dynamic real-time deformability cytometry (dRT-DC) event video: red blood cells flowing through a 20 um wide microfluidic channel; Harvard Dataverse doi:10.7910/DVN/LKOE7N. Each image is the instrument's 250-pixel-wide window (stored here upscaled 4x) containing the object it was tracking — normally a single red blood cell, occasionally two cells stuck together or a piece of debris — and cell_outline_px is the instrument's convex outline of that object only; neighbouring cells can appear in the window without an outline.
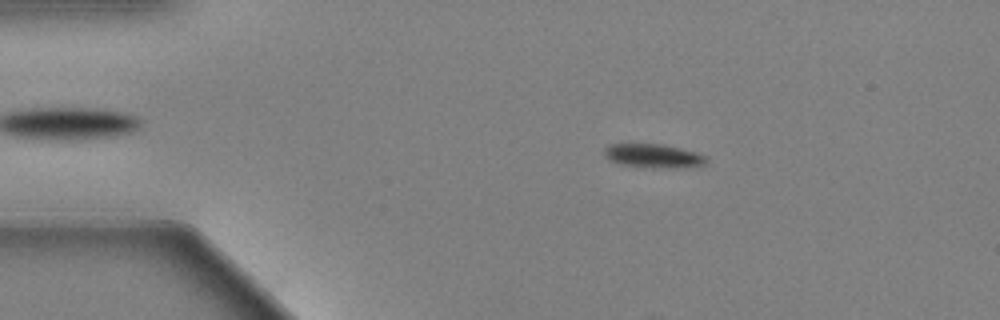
{"species": "Egyptian fruit bat (a non-hibernating species)", "species_latin": "Rousettus aegyptiacus", "temperature_condition": "warm", "stored_images_in_passage": 56, "camera_frame_rate_fps": 3000, "um_per_image_px": 0.085, "animal": {"sex": "female"}, "frame": {"image": 1, "passage_image": 10, "time_ms": 3.0, "image_size_px": [1000, 320], "cell_outline_px": [[708, 160], [704, 164], [620, 164], [604, 156], [604, 148], [608, 144], [664, 144], [696, 152], [708, 156]], "centroid_in_image_um": [55.45, 13.14], "position_along_channel_um": 29.5, "area_um2": 12.66}}
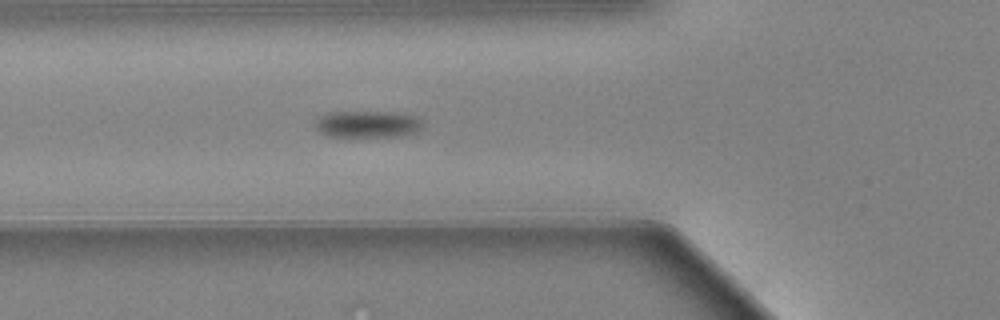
{"frame": {"image": 2, "passage_image": 20, "time_ms": 6.333, "image_size_px": [1000, 320], "cell_outline_px": [[420, 128], [416, 132], [404, 136], [328, 136], [320, 132], [316, 128], [316, 120], [320, 116], [328, 112], [392, 112], [416, 116], [420, 120]], "centroid_in_image_um": [31.22, 10.55], "position_along_channel_um": 94.6, "area_um2": 16.59}}
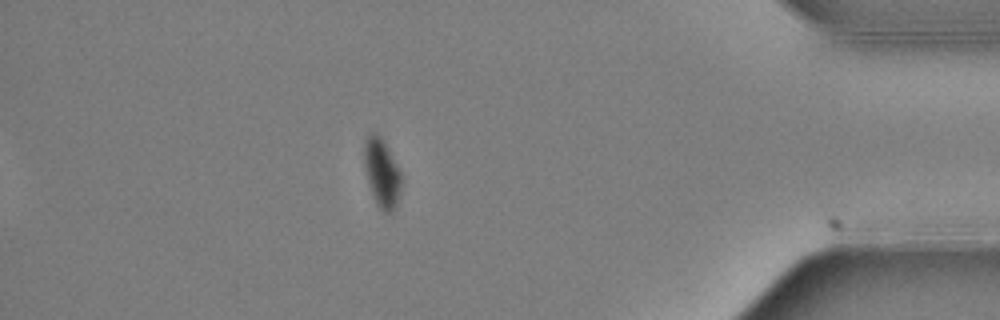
{"frame": {"image": 3, "passage_image": 49, "time_ms": 16.0, "image_size_px": [1000, 320], "cell_outline_px": [[400, 188], [396, 208], [392, 212], [384, 212], [376, 204], [368, 180], [364, 164], [364, 140], [372, 132], [384, 144], [400, 172]], "centroid_in_image_um": [32.44, 14.77], "position_along_channel_um": 402.8, "area_um2": 14.05}, "authors_computed_cell_mechanics": {"area_um2": 15.317, "velocity_mm_per_s": 3.6242, "shape_relaxation_time_tau1_ms": 2.2523, "shape_relaxation_time_tau2_ms": null, "deformation_change_tau1": 0.1405, "deformation_change_tau2": null}}